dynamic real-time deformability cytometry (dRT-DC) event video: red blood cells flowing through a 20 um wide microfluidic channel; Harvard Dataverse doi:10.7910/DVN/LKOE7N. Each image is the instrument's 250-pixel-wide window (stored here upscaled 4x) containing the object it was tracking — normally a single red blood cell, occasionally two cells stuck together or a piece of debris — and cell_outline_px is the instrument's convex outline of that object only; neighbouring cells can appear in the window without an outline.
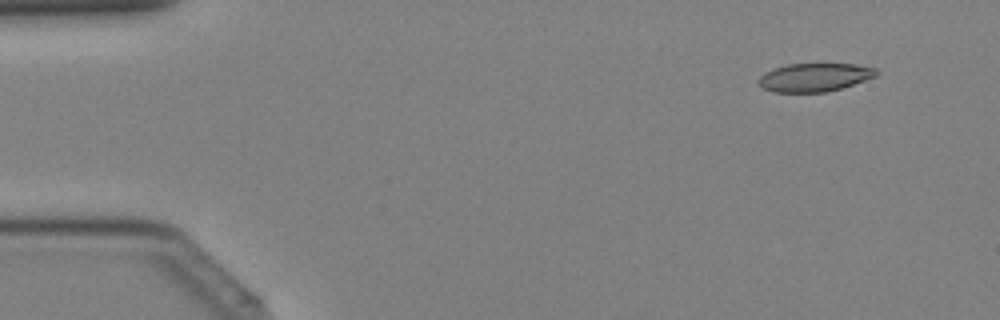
{"species": "Egyptian fruit bat (a non-hibernating species)", "species_latin": "Rousettus aegyptiacus", "temperature_condition": "cold", "stored_images_in_passage": 40, "camera_frame_rate_fps": 3000, "um_per_image_px": 0.085, "animal": {"sex": "female"}, "frame": {"image": 1, "passage_image": 4, "time_ms": 1.0, "image_size_px": [1000, 320], "cell_outline_px": [[880, 72], [876, 76], [828, 92], [772, 92], [756, 84], [756, 80], [764, 72], [788, 64], [856, 64], [876, 68]], "centroid_in_image_um": [69.21, 6.57], "position_along_channel_um": 15.8, "area_um2": 19.48}}
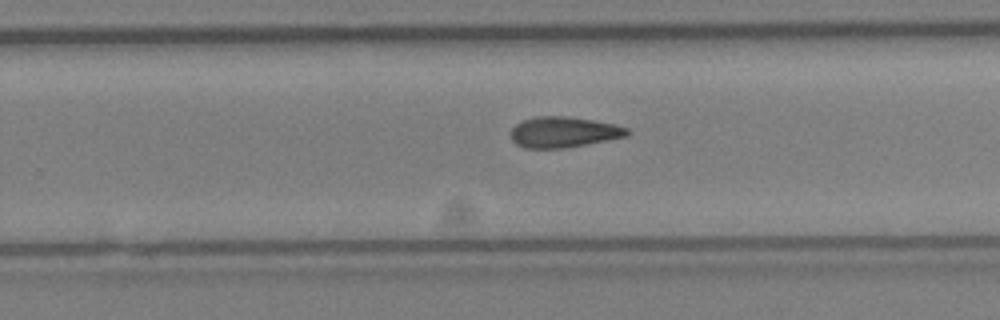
{"frame": {"image": 2, "passage_image": 26, "time_ms": 8.333, "image_size_px": [1000, 320], "cell_outline_px": [[632, 132], [628, 136], [608, 140], [564, 148], [524, 148], [516, 144], [512, 140], [512, 128], [516, 124], [524, 120], [536, 116], [568, 116], [592, 120], [612, 124], [628, 128]], "centroid_in_image_um": [47.92, 11.23], "position_along_channel_um": 281.9, "area_um2": 20.75}}
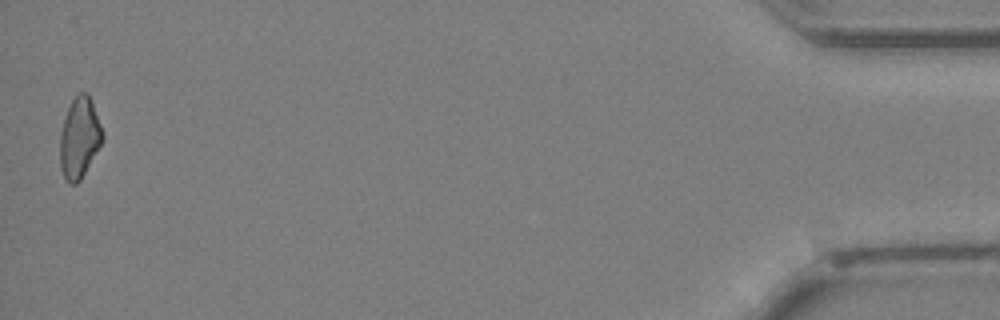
{"frame": {"image": 3, "passage_image": 40, "time_ms": 13.0, "image_size_px": [1000, 320], "cell_outline_px": [[104, 140], [80, 180], [76, 184], [68, 184], [60, 168], [60, 132], [68, 108], [72, 100], [80, 92], [88, 92], [100, 124], [104, 136]], "centroid_in_image_um": [6.75, 11.74], "position_along_channel_um": 428.5, "area_um2": 19.88}}